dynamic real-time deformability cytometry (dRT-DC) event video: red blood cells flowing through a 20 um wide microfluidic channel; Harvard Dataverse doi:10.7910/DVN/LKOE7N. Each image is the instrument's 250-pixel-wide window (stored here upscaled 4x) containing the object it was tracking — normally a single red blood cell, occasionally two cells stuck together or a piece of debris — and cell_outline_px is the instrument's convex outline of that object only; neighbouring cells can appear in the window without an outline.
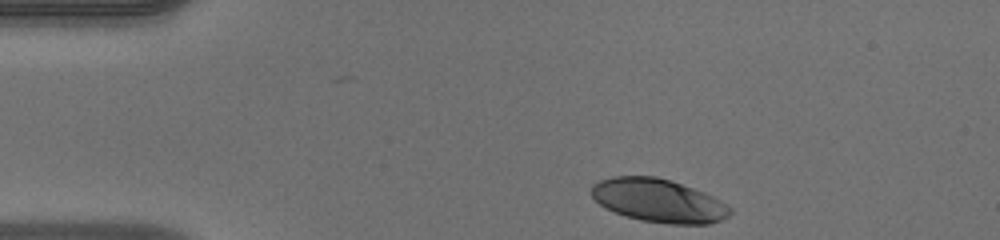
{"species": "human", "species_latin": "Homo sapiens", "temperature_condition": "warm", "stored_images_in_passage": 33, "camera_frame_rate_fps": 3000, "um_per_image_px": 0.085, "donor": {"sex": "male"}, "frame": {"image": 1, "passage_image": 1, "time_ms": 0.0, "image_size_px": [1000, 240], "cell_outline_px": [[732, 212], [728, 216], [720, 220], [708, 224], [668, 224], [640, 220], [616, 212], [600, 204], [592, 196], [592, 184], [600, 180], [612, 176], [656, 176], [704, 192], [720, 200], [732, 208]], "centroid_in_image_um": [55.99, 17.05], "position_along_channel_um": 29.0, "area_um2": 34.68}}
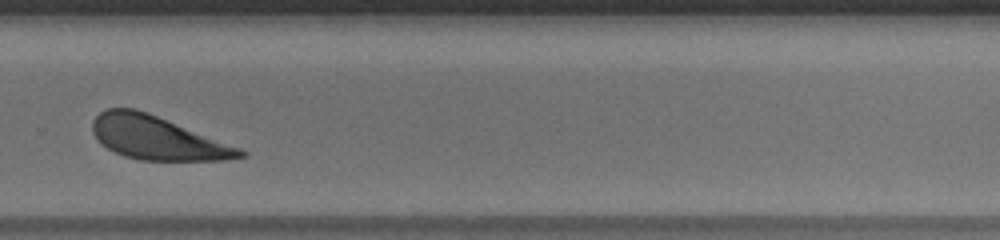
{"frame": {"image": 2, "passage_image": 27, "time_ms": 8.667, "image_size_px": [1000, 240], "cell_outline_px": [[248, 156], [224, 160], [140, 160], [124, 156], [108, 148], [92, 132], [92, 120], [100, 112], [108, 108], [136, 108], [148, 112], [240, 148], [248, 152]], "centroid_in_image_um": [13.38, 11.72], "position_along_channel_um": 316.4, "area_um2": 36.99}}
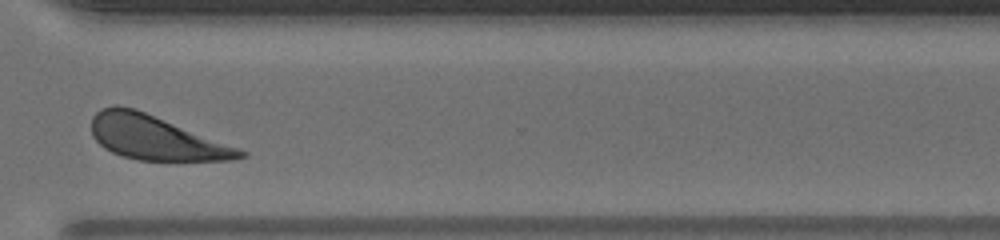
{"frame": {"image": 3, "passage_image": 30, "time_ms": 9.667, "image_size_px": [1000, 240], "cell_outline_px": [[248, 156], [232, 160], [136, 160], [112, 152], [104, 148], [92, 136], [92, 116], [100, 108], [116, 104], [136, 108], [248, 152]], "centroid_in_image_um": [13.18, 11.69], "position_along_channel_um": 357.4, "area_um2": 38.03}, "authors_computed_cell_mechanics": {"area_um2": 36.5296, "velocity_mm_per_s": 4.0391, "shape_relaxation_time_tau1_ms": 2.4495, "shape_relaxation_time_tau2_ms": null, "deformation_change_tau1": 0.1537, "deformation_change_tau2": null}}